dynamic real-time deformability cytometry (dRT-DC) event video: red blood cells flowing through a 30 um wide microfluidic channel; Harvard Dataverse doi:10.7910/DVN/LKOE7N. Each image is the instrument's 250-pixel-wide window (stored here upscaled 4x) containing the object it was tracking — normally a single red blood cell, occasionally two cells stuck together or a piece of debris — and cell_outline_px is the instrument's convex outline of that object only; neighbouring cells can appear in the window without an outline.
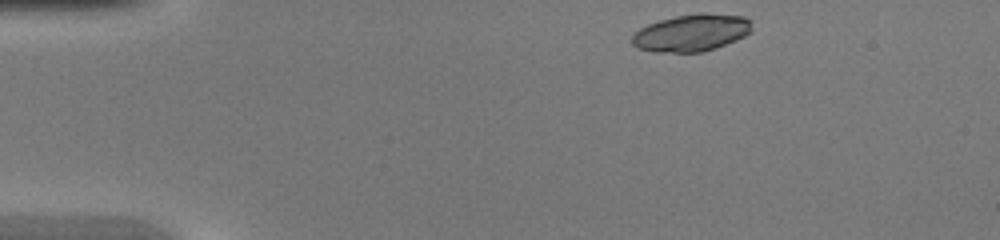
{"species": "common noctule bat (a hibernating species)", "species_latin": "Nyctalus noctula", "temperature_condition": "warm", "stored_images_in_passage": 39, "camera_frame_rate_fps": 3000, "um_per_image_px": 0.085, "animal": {"sex": "female", "body_mass_g": 20.0, "forearm_length_mm": 54.0}, "frame": {"image": 1, "passage_image": 1, "time_ms": 0.0, "image_size_px": [1000, 240], "cell_outline_px": [[752, 32], [736, 40], [716, 48], [704, 52], [656, 52], [640, 48], [632, 44], [632, 36], [640, 28], [648, 24], [660, 20], [676, 16], [700, 12], [704, 12], [744, 16], [752, 20]], "centroid_in_image_um": [58.83, 2.77], "position_along_channel_um": 26.2, "area_um2": 26.13}}
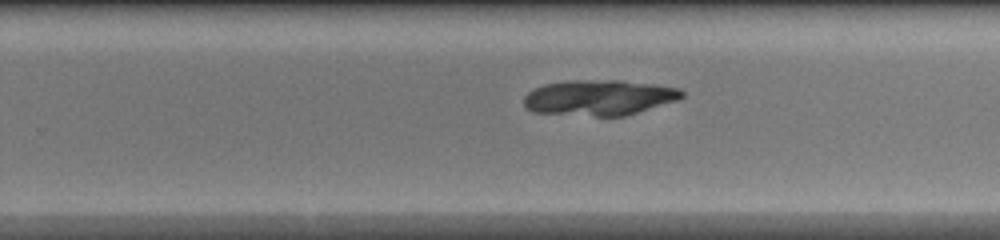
{"frame": {"image": 2, "passage_image": 23, "time_ms": 7.333, "image_size_px": [1000, 240], "cell_outline_px": [[684, 96], [676, 100], [624, 116], [596, 116], [532, 112], [524, 108], [524, 96], [532, 88], [544, 84], [568, 80], [620, 80], [652, 84], [680, 88], [684, 92]], "centroid_in_image_um": [50.87, 8.29], "position_along_channel_um": 278.9, "area_um2": 32.77}}
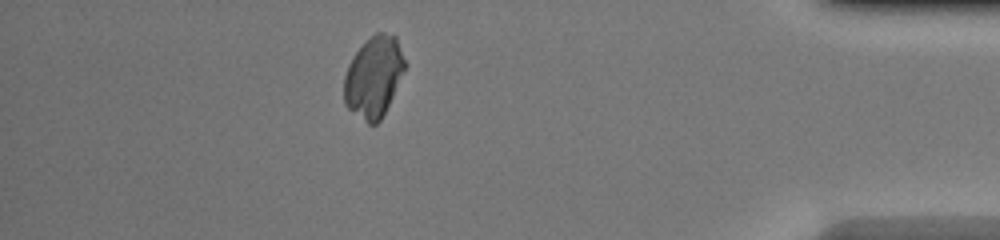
{"frame": {"image": 3, "passage_image": 34, "time_ms": 11.0, "image_size_px": [1000, 240], "cell_outline_px": [[408, 64], [380, 120], [376, 124], [368, 124], [348, 108], [344, 104], [344, 76], [348, 64], [352, 56], [376, 32], [384, 32], [396, 36]], "centroid_in_image_um": [31.78, 6.51], "position_along_channel_um": 403.4, "area_um2": 28.61}}